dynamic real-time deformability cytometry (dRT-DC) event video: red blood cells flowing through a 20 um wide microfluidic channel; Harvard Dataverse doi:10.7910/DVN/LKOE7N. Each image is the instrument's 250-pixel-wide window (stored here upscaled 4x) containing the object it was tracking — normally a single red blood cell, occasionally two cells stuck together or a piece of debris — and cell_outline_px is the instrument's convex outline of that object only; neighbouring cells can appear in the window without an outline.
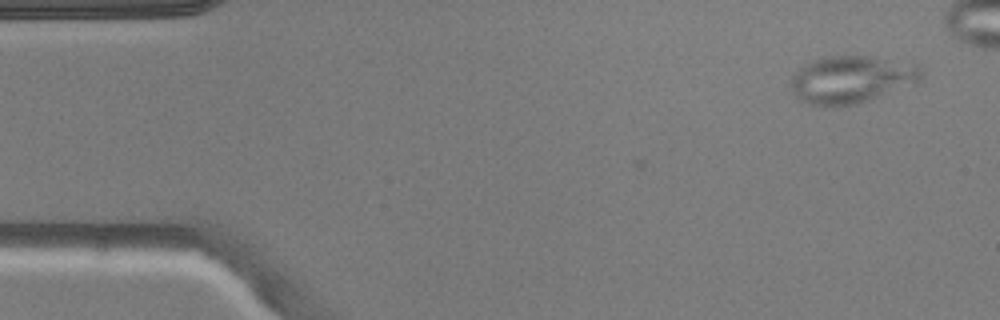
{"species": "common noctule bat (a hibernating species)", "species_latin": "Nyctalus noctula", "temperature_condition": "warm", "stored_images_in_passage": 5, "camera_frame_rate_fps": 3000, "um_per_image_px": 0.085, "animal": {"sex": "male", "body_mass_g": 20.5, "forearm_length_mm": 52.5}, "frame": {"image": 1, "passage_image": 1, "time_ms": 0.0, "image_size_px": [1000, 320], "cell_outline_px": [[924, 72], [920, 80], [880, 96], [856, 104], [836, 108], [832, 108], [808, 104], [800, 100], [792, 92], [788, 84], [792, 76], [804, 64], [812, 60], [824, 56], [864, 56], [920, 64]], "centroid_in_image_um": [72.31, 6.77], "position_along_channel_um": 12.7, "area_um2": 36.36}}